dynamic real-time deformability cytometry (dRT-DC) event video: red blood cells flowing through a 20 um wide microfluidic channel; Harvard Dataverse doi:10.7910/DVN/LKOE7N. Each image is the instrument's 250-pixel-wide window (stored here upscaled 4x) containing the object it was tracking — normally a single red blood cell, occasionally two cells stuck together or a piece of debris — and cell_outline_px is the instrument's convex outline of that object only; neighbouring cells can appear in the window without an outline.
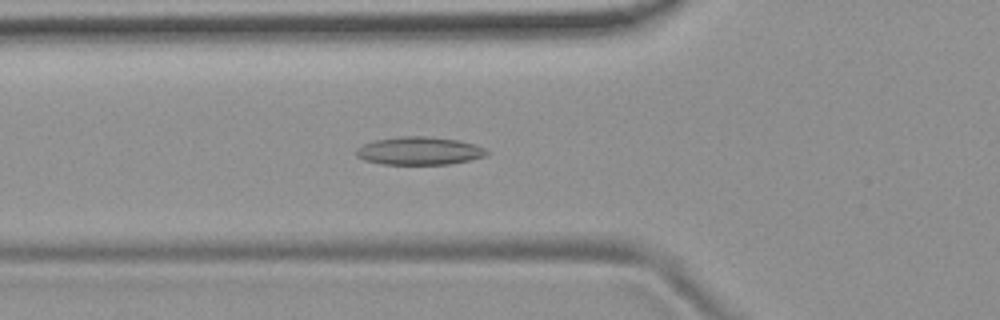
{"species": "common noctule bat (a hibernating species)", "species_latin": "Nyctalus noctula", "temperature_condition": "room temperature", "stored_images_in_passage": 44, "camera_frame_rate_fps": 3000, "um_per_image_px": 0.085, "animal": {"sex": "female", "body_mass_g": 19.9}, "frame": {"image": 1, "passage_image": 10, "time_ms": 3.0, "image_size_px": [1000, 320], "cell_outline_px": [[488, 152], [484, 156], [468, 160], [448, 164], [380, 164], [364, 160], [356, 156], [356, 148], [364, 144], [376, 140], [400, 136], [424, 136], [456, 140], [476, 144], [484, 148]], "centroid_in_image_um": [35.6, 12.82], "position_along_channel_um": 90.2, "area_um2": 21.1}}
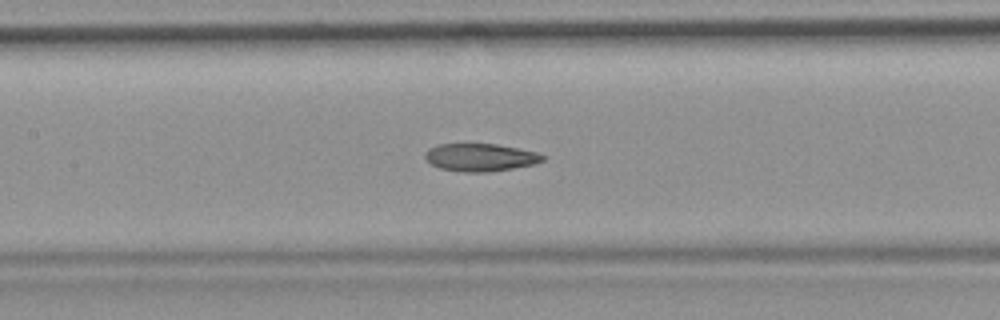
{"frame": {"image": 2, "passage_image": 16, "time_ms": 5.0, "image_size_px": [1000, 320], "cell_outline_px": [[548, 156], [544, 160], [536, 164], [488, 172], [464, 172], [440, 168], [432, 164], [424, 156], [424, 152], [428, 148], [436, 144], [496, 144], [536, 152]], "centroid_in_image_um": [40.84, 13.37], "position_along_channel_um": 166.6, "area_um2": 19.02}}
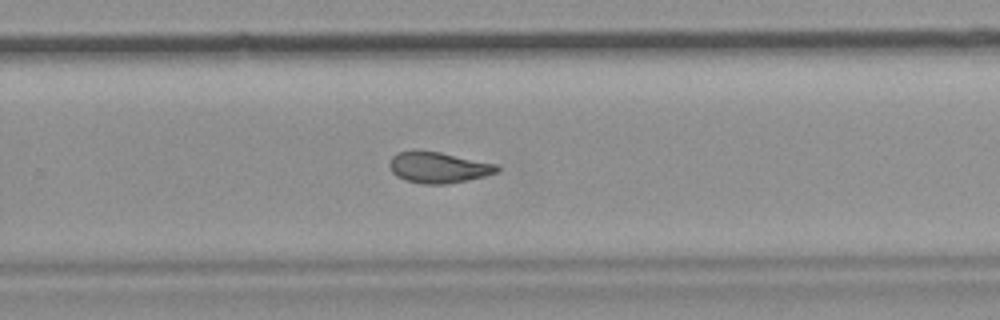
{"frame": {"image": 3, "passage_image": 26, "time_ms": 8.333, "image_size_px": [1000, 320], "cell_outline_px": [[500, 172], [468, 180], [448, 184], [424, 184], [404, 180], [396, 176], [392, 172], [388, 164], [392, 156], [396, 152], [440, 152], [496, 164], [500, 168]], "centroid_in_image_um": [37.27, 14.26], "position_along_channel_um": 292.5, "area_um2": 19.25}, "authors_computed_cell_mechanics": {"area_um2": 19.8543, "velocity_mm_per_s": 3.7939, "shape_relaxation_time_tau1_ms": null, "shape_relaxation_time_tau2_ms": 3.2709, "deformation_change_tau1": null, "deformation_change_tau2": 0.1045}}